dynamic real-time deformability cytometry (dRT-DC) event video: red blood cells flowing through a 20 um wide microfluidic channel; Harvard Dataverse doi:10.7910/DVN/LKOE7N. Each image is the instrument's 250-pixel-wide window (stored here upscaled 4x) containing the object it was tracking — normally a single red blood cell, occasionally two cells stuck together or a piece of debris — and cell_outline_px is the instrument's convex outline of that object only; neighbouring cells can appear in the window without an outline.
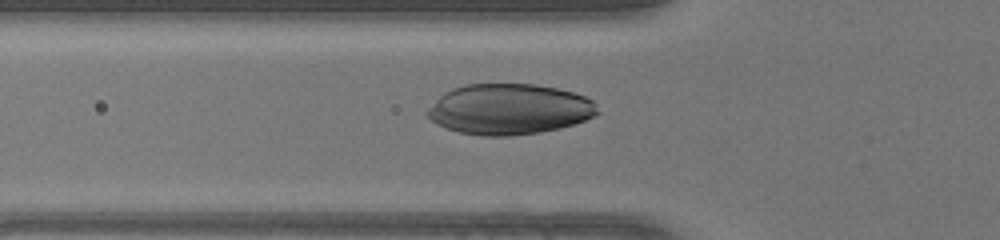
{"species": "human", "species_latin": "Homo sapiens", "temperature_condition": "warm", "stored_images_in_passage": 34, "camera_frame_rate_fps": 3000, "um_per_image_px": 0.085, "donor": {"sex": "female"}, "frame": {"image": 1, "passage_image": 11, "time_ms": 3.333, "image_size_px": [1000, 240], "cell_outline_px": [[600, 112], [584, 120], [560, 128], [540, 132], [508, 136], [484, 136], [460, 132], [436, 124], [424, 112], [444, 92], [452, 88], [468, 84], [536, 84], [556, 88], [572, 92], [584, 96], [592, 100], [596, 104]], "centroid_in_image_um": [43.27, 9.28], "position_along_channel_um": 82.5, "area_um2": 50.05}}
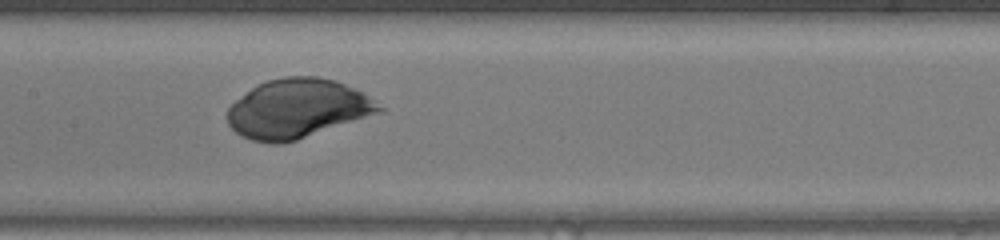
{"frame": {"image": 2, "passage_image": 18, "time_ms": 5.667, "image_size_px": [1000, 240], "cell_outline_px": [[384, 108], [380, 112], [296, 140], [280, 144], [272, 144], [252, 140], [236, 132], [228, 124], [228, 108], [236, 100], [252, 88], [268, 80], [284, 76], [316, 76], [336, 80], [368, 96]], "centroid_in_image_um": [25.26, 9.23], "position_along_channel_um": 182.1, "area_um2": 51.44}}
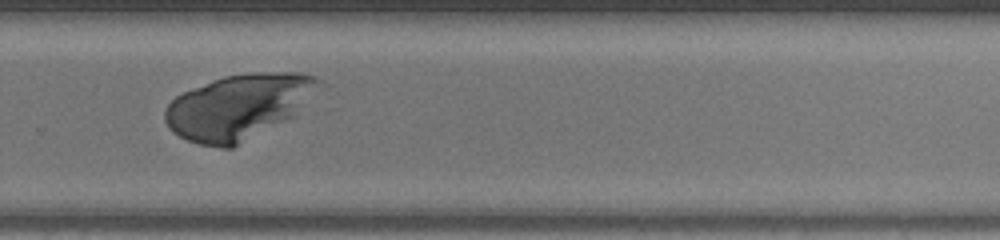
{"frame": {"image": 3, "passage_image": 27, "time_ms": 8.667, "image_size_px": [1000, 240], "cell_outline_px": [[328, 84], [292, 116], [232, 148], [220, 148], [200, 144], [188, 140], [172, 132], [168, 128], [164, 120], [164, 112], [168, 104], [176, 96], [192, 88], [212, 80], [224, 76], [252, 72], [304, 72], [316, 76]], "centroid_in_image_um": [20.34, 9.04], "position_along_channel_um": 309.5, "area_um2": 58.72}}